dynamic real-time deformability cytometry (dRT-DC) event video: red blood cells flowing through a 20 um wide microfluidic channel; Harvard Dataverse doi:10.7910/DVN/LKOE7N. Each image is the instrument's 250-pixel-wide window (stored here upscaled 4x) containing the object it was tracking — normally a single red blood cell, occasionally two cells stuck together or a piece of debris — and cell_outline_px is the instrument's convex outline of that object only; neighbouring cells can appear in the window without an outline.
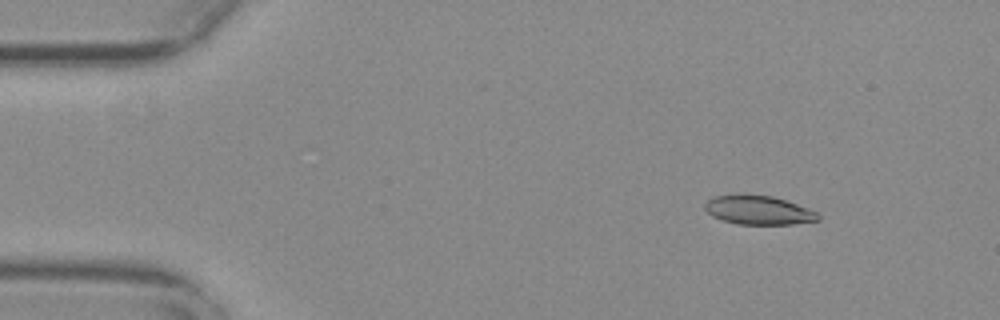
{"species": "common noctule bat (a hibernating species)", "species_latin": "Nyctalus noctula", "temperature_condition": "warm", "stored_images_in_passage": 52, "camera_frame_rate_fps": 3000, "um_per_image_px": 0.085, "animal": {"sex": "female", "body_mass_g": 29.2, "forearm_length_mm": 56.3}, "frame": {"image": 1, "passage_image": 3, "time_ms": 0.667, "image_size_px": [1000, 320], "cell_outline_px": [[820, 220], [792, 224], [736, 224], [712, 216], [704, 208], [704, 204], [712, 196], [740, 192], [744, 192], [772, 196], [808, 208], [816, 212], [820, 216]], "centroid_in_image_um": [64.42, 17.82], "position_along_channel_um": 20.6, "area_um2": 19.48}}
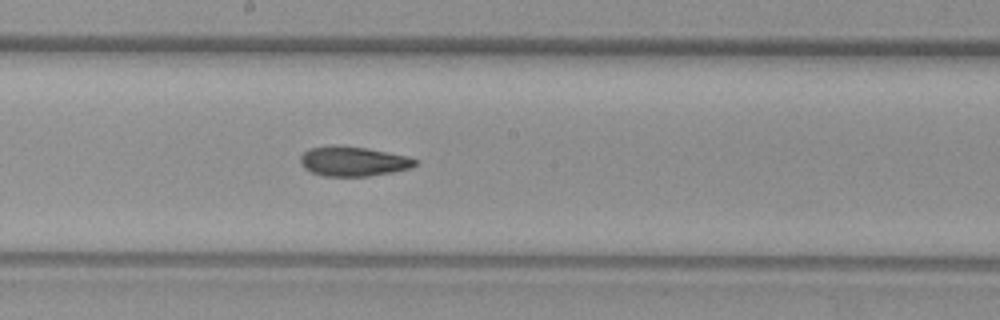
{"frame": {"image": 2, "passage_image": 26, "time_ms": 8.333, "image_size_px": [1000, 320], "cell_outline_px": [[420, 164], [412, 168], [392, 172], [368, 176], [324, 176], [312, 172], [304, 168], [300, 164], [300, 156], [308, 148], [332, 144], [368, 148], [404, 156], [420, 160]], "centroid_in_image_um": [30.02, 13.7], "position_along_channel_um": 218.2, "area_um2": 20.11}}
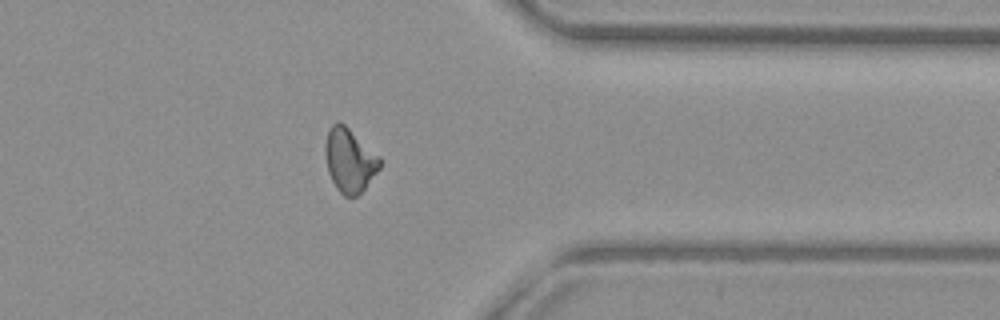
{"frame": {"image": 3, "passage_image": 40, "time_ms": 13.0, "image_size_px": [1000, 320], "cell_outline_px": [[380, 168], [364, 188], [356, 196], [344, 196], [336, 188], [328, 172], [324, 152], [324, 148], [328, 128], [336, 120], [344, 124], [380, 156]], "centroid_in_image_um": [29.68, 13.6], "position_along_channel_um": 381.7, "area_um2": 20.23}, "authors_computed_cell_mechanics": {"area_um2": 20.1144, "velocity_mm_per_s": 3.7457, "shape_relaxation_time_tau1_ms": null, "shape_relaxation_time_tau2_ms": 4.2152, "deformation_change_tau1": null, "deformation_change_tau2": 0.1108}}